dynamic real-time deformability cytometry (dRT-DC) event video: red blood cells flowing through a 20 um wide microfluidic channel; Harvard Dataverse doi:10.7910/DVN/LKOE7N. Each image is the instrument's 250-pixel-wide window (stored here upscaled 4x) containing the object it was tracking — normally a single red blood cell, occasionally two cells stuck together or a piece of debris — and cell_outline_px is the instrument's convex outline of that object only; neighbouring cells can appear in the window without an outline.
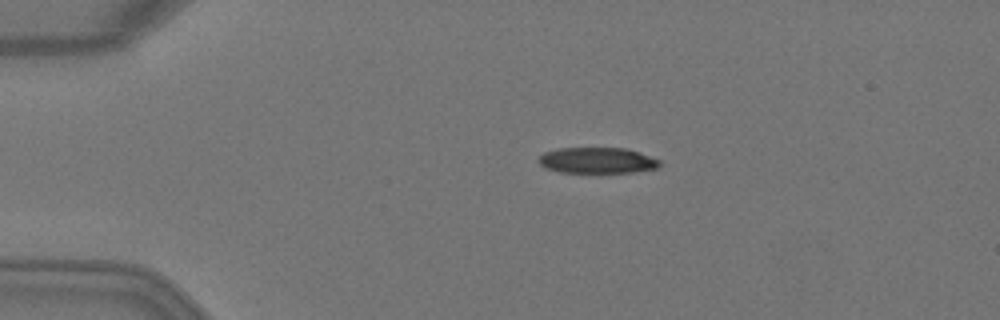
{"species": "Egyptian fruit bat (a non-hibernating species)", "species_latin": "Rousettus aegyptiacus", "temperature_condition": "warm", "stored_images_in_passage": 4, "camera_frame_rate_fps": 3000, "um_per_image_px": 0.085, "animal": {"sex": "female"}, "frame": {"image": 1, "passage_image": 3, "time_ms": 0.667, "image_size_px": [1000, 320], "cell_outline_px": [[660, 168], [632, 172], [560, 172], [544, 168], [536, 160], [544, 152], [556, 148], [628, 148], [640, 152], [660, 160]], "centroid_in_image_um": [50.76, 13.63], "position_along_channel_um": 34.2, "area_um2": 18.44}}